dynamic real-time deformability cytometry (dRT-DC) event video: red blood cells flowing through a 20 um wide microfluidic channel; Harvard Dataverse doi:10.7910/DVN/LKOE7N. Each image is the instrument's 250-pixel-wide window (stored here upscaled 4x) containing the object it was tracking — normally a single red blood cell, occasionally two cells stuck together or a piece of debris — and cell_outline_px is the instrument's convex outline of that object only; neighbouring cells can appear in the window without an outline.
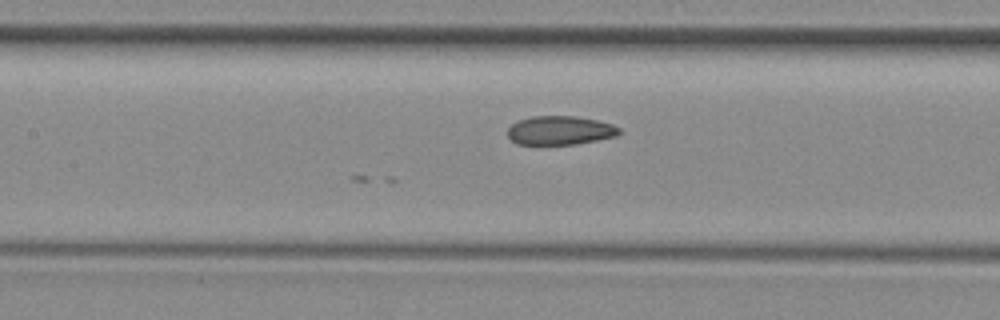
{"species": "common noctule bat (a hibernating species)", "species_latin": "Nyctalus noctula", "temperature_condition": "room temperature", "stored_images_in_passage": 8, "camera_frame_rate_fps": 3000, "um_per_image_px": 0.085, "animal": {"sex": "female", "body_mass_g": 29.2, "forearm_length_mm": 56.3}, "frame": {"image": 1, "passage_image": 8, "time_ms": 2.333, "image_size_px": [1000, 320], "cell_outline_px": [[620, 132], [616, 136], [576, 144], [516, 144], [508, 136], [508, 128], [512, 124], [520, 120], [532, 116], [576, 116], [596, 120], [612, 124], [620, 128]], "centroid_in_image_um": [47.6, 11.08], "position_along_channel_um": 159.8, "area_um2": 18.61}}